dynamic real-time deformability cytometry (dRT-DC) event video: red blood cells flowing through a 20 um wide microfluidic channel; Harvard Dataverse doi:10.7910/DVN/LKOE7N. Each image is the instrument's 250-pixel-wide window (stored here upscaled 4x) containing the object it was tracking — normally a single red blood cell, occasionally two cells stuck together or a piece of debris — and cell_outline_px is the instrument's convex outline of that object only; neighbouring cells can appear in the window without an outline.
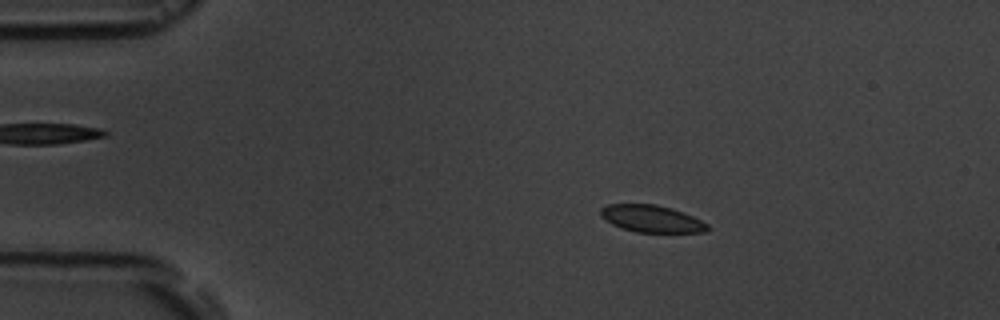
{"species": "common noctule bat (a hibernating species)", "species_latin": "Nyctalus noctula", "temperature_condition": "room temperature", "stored_images_in_passage": 6, "camera_frame_rate_fps": 3000, "um_per_image_px": 0.085, "animal": {"sex": "male", "body_mass_g": 19.5, "forearm_length_mm": 54.6}, "frame": {"image": 1, "passage_image": 3, "time_ms": 2.333, "image_size_px": [1000, 320], "cell_outline_px": [[712, 228], [708, 232], [636, 232], [612, 224], [604, 220], [600, 216], [600, 208], [608, 204], [656, 204], [672, 208], [684, 212], [708, 224]], "centroid_in_image_um": [55.4, 18.59], "position_along_channel_um": 29.6, "area_um2": 16.99}}
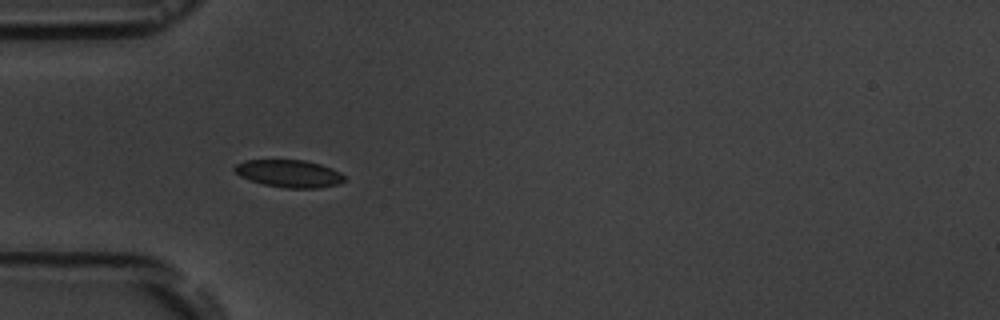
{"frame": {"image": 2, "passage_image": 5, "time_ms": 4.667, "image_size_px": [1000, 320], "cell_outline_px": [[344, 180], [336, 184], [320, 188], [284, 188], [264, 184], [240, 176], [232, 168], [236, 164], [244, 160], [304, 160], [320, 164], [332, 168], [340, 172], [344, 176]], "centroid_in_image_um": [24.56, 14.74], "position_along_channel_um": 60.4, "area_um2": 17.46}}
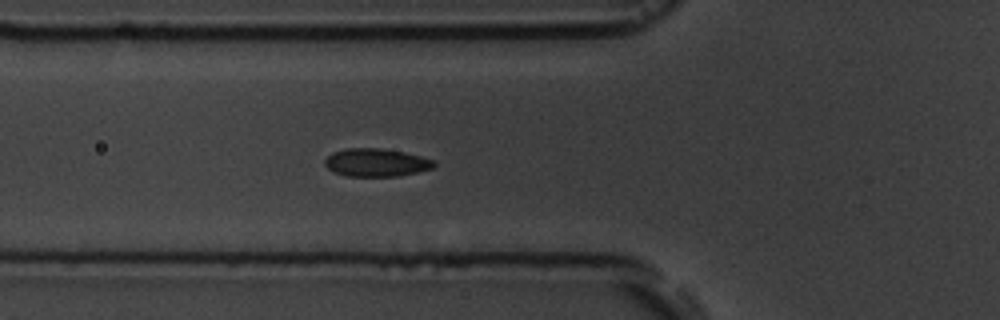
{"frame": {"image": 3, "passage_image": 6, "time_ms": 5.667, "image_size_px": [1000, 320], "cell_outline_px": [[436, 164], [432, 168], [400, 176], [348, 176], [336, 172], [328, 168], [324, 164], [324, 160], [332, 152], [344, 148], [380, 148], [404, 152], [436, 160]], "centroid_in_image_um": [31.98, 13.8], "position_along_channel_um": 93.8, "area_um2": 17.8}}